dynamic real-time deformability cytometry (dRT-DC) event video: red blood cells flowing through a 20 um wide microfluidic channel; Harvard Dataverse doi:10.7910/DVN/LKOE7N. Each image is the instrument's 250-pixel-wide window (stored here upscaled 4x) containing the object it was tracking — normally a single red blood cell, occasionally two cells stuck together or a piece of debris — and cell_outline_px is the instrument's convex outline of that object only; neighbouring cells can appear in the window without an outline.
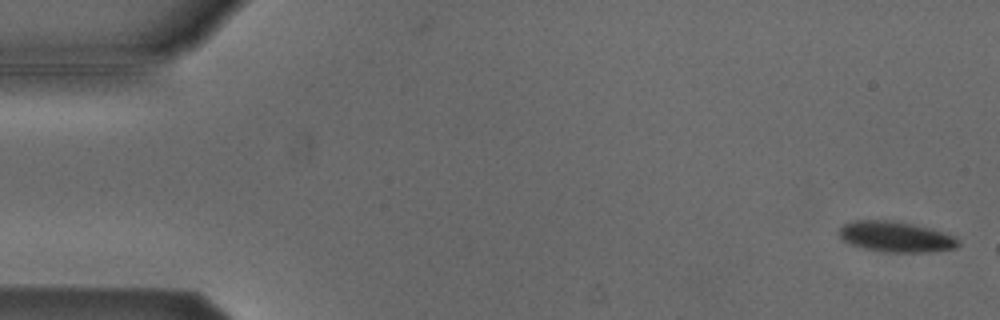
{"species": "Egyptian fruit bat (a non-hibernating species)", "species_latin": "Rousettus aegyptiacus", "temperature_condition": "cold", "stored_images_in_passage": 3, "camera_frame_rate_fps": 3000, "um_per_image_px": 0.085, "animal": {"sex": "male"}, "frame": {"image": 1, "passage_image": 1, "time_ms": 0.0, "image_size_px": [1000, 320], "cell_outline_px": [[960, 244], [956, 248], [928, 252], [880, 252], [848, 244], [840, 236], [840, 228], [844, 224], [856, 220], [888, 220], [912, 224], [928, 228], [952, 236], [960, 240]], "centroid_in_image_um": [76.13, 20.14], "position_along_channel_um": 8.9, "area_um2": 21.04}}